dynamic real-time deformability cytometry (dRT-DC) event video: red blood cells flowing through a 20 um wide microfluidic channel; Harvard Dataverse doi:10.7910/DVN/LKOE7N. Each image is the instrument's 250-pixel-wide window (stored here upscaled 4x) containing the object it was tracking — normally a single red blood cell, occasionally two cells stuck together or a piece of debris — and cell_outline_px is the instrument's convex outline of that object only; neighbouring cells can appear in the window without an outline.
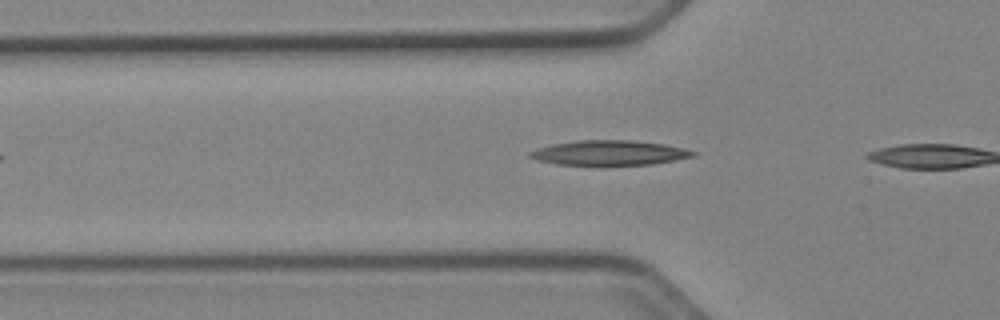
{"species": "Egyptian fruit bat (a non-hibernating species)", "species_latin": "Rousettus aegyptiacus", "temperature_condition": "cold", "stored_images_in_passage": 5, "camera_frame_rate_fps": 3000, "um_per_image_px": 0.085, "animal": {"sex": "female"}, "frame": {"image": 1, "passage_image": 3, "time_ms": 0.667, "image_size_px": [1000, 320], "cell_outline_px": [[696, 156], [676, 160], [652, 164], [600, 168], [556, 164], [536, 160], [528, 156], [528, 152], [536, 148], [552, 144], [576, 140], [628, 140], [664, 144], [684, 148], [696, 152]], "centroid_in_image_um": [51.74, 13.04], "position_along_channel_um": 74.1, "area_um2": 24.8}}